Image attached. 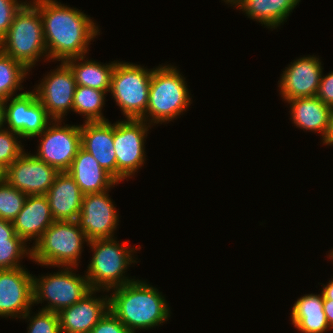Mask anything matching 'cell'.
<instances>
[{"label": "cell", "mask_w": 333, "mask_h": 333, "mask_svg": "<svg viewBox=\"0 0 333 333\" xmlns=\"http://www.w3.org/2000/svg\"><path fill=\"white\" fill-rule=\"evenodd\" d=\"M39 9L47 49V61L65 62L86 56L88 45L99 33V27L84 12L57 0H33ZM88 16V17H87Z\"/></svg>", "instance_id": "6da1fadb"}, {"label": "cell", "mask_w": 333, "mask_h": 333, "mask_svg": "<svg viewBox=\"0 0 333 333\" xmlns=\"http://www.w3.org/2000/svg\"><path fill=\"white\" fill-rule=\"evenodd\" d=\"M109 310L132 332L168 321L170 308L157 288L138 279L112 289Z\"/></svg>", "instance_id": "7a4b0ae2"}, {"label": "cell", "mask_w": 333, "mask_h": 333, "mask_svg": "<svg viewBox=\"0 0 333 333\" xmlns=\"http://www.w3.org/2000/svg\"><path fill=\"white\" fill-rule=\"evenodd\" d=\"M186 84L185 77L174 65L153 68L147 110L142 119L150 125L177 119L191 105Z\"/></svg>", "instance_id": "3957f363"}, {"label": "cell", "mask_w": 333, "mask_h": 333, "mask_svg": "<svg viewBox=\"0 0 333 333\" xmlns=\"http://www.w3.org/2000/svg\"><path fill=\"white\" fill-rule=\"evenodd\" d=\"M3 54L33 68L40 57H47L42 20L38 7L27 1L16 12L6 35L0 40ZM43 55V56H42Z\"/></svg>", "instance_id": "277c9868"}, {"label": "cell", "mask_w": 333, "mask_h": 333, "mask_svg": "<svg viewBox=\"0 0 333 333\" xmlns=\"http://www.w3.org/2000/svg\"><path fill=\"white\" fill-rule=\"evenodd\" d=\"M87 245L94 252L85 274L91 289L108 292L136 280L124 275L129 265L137 263L132 255L140 246L129 248L126 241L120 245L115 238L94 239Z\"/></svg>", "instance_id": "5b68a950"}, {"label": "cell", "mask_w": 333, "mask_h": 333, "mask_svg": "<svg viewBox=\"0 0 333 333\" xmlns=\"http://www.w3.org/2000/svg\"><path fill=\"white\" fill-rule=\"evenodd\" d=\"M89 242L77 221H54L34 244L31 260L41 266L75 267Z\"/></svg>", "instance_id": "8992f818"}, {"label": "cell", "mask_w": 333, "mask_h": 333, "mask_svg": "<svg viewBox=\"0 0 333 333\" xmlns=\"http://www.w3.org/2000/svg\"><path fill=\"white\" fill-rule=\"evenodd\" d=\"M150 70L128 62L115 63L109 92L127 119H142L146 113Z\"/></svg>", "instance_id": "52a82bcc"}, {"label": "cell", "mask_w": 333, "mask_h": 333, "mask_svg": "<svg viewBox=\"0 0 333 333\" xmlns=\"http://www.w3.org/2000/svg\"><path fill=\"white\" fill-rule=\"evenodd\" d=\"M64 268L40 278L33 276V304L44 301L48 303L41 310L58 313L78 302L92 290L85 275H76L72 267Z\"/></svg>", "instance_id": "ba28073f"}, {"label": "cell", "mask_w": 333, "mask_h": 333, "mask_svg": "<svg viewBox=\"0 0 333 333\" xmlns=\"http://www.w3.org/2000/svg\"><path fill=\"white\" fill-rule=\"evenodd\" d=\"M143 119H125L113 124V143L117 161V182L131 178L144 165L148 128Z\"/></svg>", "instance_id": "9c48e42d"}, {"label": "cell", "mask_w": 333, "mask_h": 333, "mask_svg": "<svg viewBox=\"0 0 333 333\" xmlns=\"http://www.w3.org/2000/svg\"><path fill=\"white\" fill-rule=\"evenodd\" d=\"M61 122L60 119L52 120L38 135L41 140L34 156L58 172H67L81 147V130L80 125L60 126Z\"/></svg>", "instance_id": "30bf717a"}, {"label": "cell", "mask_w": 333, "mask_h": 333, "mask_svg": "<svg viewBox=\"0 0 333 333\" xmlns=\"http://www.w3.org/2000/svg\"><path fill=\"white\" fill-rule=\"evenodd\" d=\"M4 107L7 129L22 139L40 135L53 120L33 90L16 93L15 97L4 101Z\"/></svg>", "instance_id": "8fae6325"}, {"label": "cell", "mask_w": 333, "mask_h": 333, "mask_svg": "<svg viewBox=\"0 0 333 333\" xmlns=\"http://www.w3.org/2000/svg\"><path fill=\"white\" fill-rule=\"evenodd\" d=\"M42 80L34 88L37 99L53 120H64L67 112L73 109L77 86L71 69L65 62H61L57 69Z\"/></svg>", "instance_id": "7c38bea8"}, {"label": "cell", "mask_w": 333, "mask_h": 333, "mask_svg": "<svg viewBox=\"0 0 333 333\" xmlns=\"http://www.w3.org/2000/svg\"><path fill=\"white\" fill-rule=\"evenodd\" d=\"M59 172L31 153L23 152L3 172V178L26 195H46Z\"/></svg>", "instance_id": "4fadbf2b"}, {"label": "cell", "mask_w": 333, "mask_h": 333, "mask_svg": "<svg viewBox=\"0 0 333 333\" xmlns=\"http://www.w3.org/2000/svg\"><path fill=\"white\" fill-rule=\"evenodd\" d=\"M108 192L109 190L83 196L81 211L76 221L89 241L113 238L119 225V215Z\"/></svg>", "instance_id": "5bb4252c"}, {"label": "cell", "mask_w": 333, "mask_h": 333, "mask_svg": "<svg viewBox=\"0 0 333 333\" xmlns=\"http://www.w3.org/2000/svg\"><path fill=\"white\" fill-rule=\"evenodd\" d=\"M32 305V274L23 267L0 270V316L21 319Z\"/></svg>", "instance_id": "9a60e30c"}, {"label": "cell", "mask_w": 333, "mask_h": 333, "mask_svg": "<svg viewBox=\"0 0 333 333\" xmlns=\"http://www.w3.org/2000/svg\"><path fill=\"white\" fill-rule=\"evenodd\" d=\"M316 56H304L285 68L278 81L280 94L284 101L314 97L321 81L322 66Z\"/></svg>", "instance_id": "2e32d148"}, {"label": "cell", "mask_w": 333, "mask_h": 333, "mask_svg": "<svg viewBox=\"0 0 333 333\" xmlns=\"http://www.w3.org/2000/svg\"><path fill=\"white\" fill-rule=\"evenodd\" d=\"M92 289L75 304L58 312L61 333H90L109 311V296L96 298Z\"/></svg>", "instance_id": "e0dca14e"}, {"label": "cell", "mask_w": 333, "mask_h": 333, "mask_svg": "<svg viewBox=\"0 0 333 333\" xmlns=\"http://www.w3.org/2000/svg\"><path fill=\"white\" fill-rule=\"evenodd\" d=\"M84 123L80 125L81 147L89 152L98 161L99 165L117 181L113 124L109 120L85 121Z\"/></svg>", "instance_id": "ac0fdd59"}, {"label": "cell", "mask_w": 333, "mask_h": 333, "mask_svg": "<svg viewBox=\"0 0 333 333\" xmlns=\"http://www.w3.org/2000/svg\"><path fill=\"white\" fill-rule=\"evenodd\" d=\"M54 221L46 195H27L12 223L16 234L25 242L35 240L34 245Z\"/></svg>", "instance_id": "d6986e66"}, {"label": "cell", "mask_w": 333, "mask_h": 333, "mask_svg": "<svg viewBox=\"0 0 333 333\" xmlns=\"http://www.w3.org/2000/svg\"><path fill=\"white\" fill-rule=\"evenodd\" d=\"M55 221H75L84 194L68 172H59L46 194Z\"/></svg>", "instance_id": "ffe728a7"}, {"label": "cell", "mask_w": 333, "mask_h": 333, "mask_svg": "<svg viewBox=\"0 0 333 333\" xmlns=\"http://www.w3.org/2000/svg\"><path fill=\"white\" fill-rule=\"evenodd\" d=\"M75 180L82 193H102L118 182L85 149L79 148L67 171Z\"/></svg>", "instance_id": "44dd1931"}, {"label": "cell", "mask_w": 333, "mask_h": 333, "mask_svg": "<svg viewBox=\"0 0 333 333\" xmlns=\"http://www.w3.org/2000/svg\"><path fill=\"white\" fill-rule=\"evenodd\" d=\"M290 104L291 120L297 128L314 131L322 136V142L329 129L331 107L317 96L296 98L286 101Z\"/></svg>", "instance_id": "7402d4cb"}, {"label": "cell", "mask_w": 333, "mask_h": 333, "mask_svg": "<svg viewBox=\"0 0 333 333\" xmlns=\"http://www.w3.org/2000/svg\"><path fill=\"white\" fill-rule=\"evenodd\" d=\"M245 12L248 18L264 24L268 28H277L288 19L300 0H224Z\"/></svg>", "instance_id": "603a6c76"}, {"label": "cell", "mask_w": 333, "mask_h": 333, "mask_svg": "<svg viewBox=\"0 0 333 333\" xmlns=\"http://www.w3.org/2000/svg\"><path fill=\"white\" fill-rule=\"evenodd\" d=\"M323 293L306 294L292 306L291 321L301 333H324L330 326L323 311Z\"/></svg>", "instance_id": "cb8c5ba5"}, {"label": "cell", "mask_w": 333, "mask_h": 333, "mask_svg": "<svg viewBox=\"0 0 333 333\" xmlns=\"http://www.w3.org/2000/svg\"><path fill=\"white\" fill-rule=\"evenodd\" d=\"M86 56H79L65 61L71 69L76 84L80 86H87L93 89L102 91L110 90L111 75L115 66V61L103 64L85 60ZM80 61V63L78 62ZM82 61V62H81Z\"/></svg>", "instance_id": "d4e9b609"}, {"label": "cell", "mask_w": 333, "mask_h": 333, "mask_svg": "<svg viewBox=\"0 0 333 333\" xmlns=\"http://www.w3.org/2000/svg\"><path fill=\"white\" fill-rule=\"evenodd\" d=\"M108 92L77 85L72 111L84 115L86 122L108 121L101 112L105 105V94Z\"/></svg>", "instance_id": "484cf974"}, {"label": "cell", "mask_w": 333, "mask_h": 333, "mask_svg": "<svg viewBox=\"0 0 333 333\" xmlns=\"http://www.w3.org/2000/svg\"><path fill=\"white\" fill-rule=\"evenodd\" d=\"M29 70L12 57L0 55V100L5 101L15 96L16 90H22L21 83L24 81ZM25 77V78H24ZM23 80V81H22Z\"/></svg>", "instance_id": "4316f807"}, {"label": "cell", "mask_w": 333, "mask_h": 333, "mask_svg": "<svg viewBox=\"0 0 333 333\" xmlns=\"http://www.w3.org/2000/svg\"><path fill=\"white\" fill-rule=\"evenodd\" d=\"M26 197L3 178L0 181V218L12 222L22 210Z\"/></svg>", "instance_id": "83f0119b"}, {"label": "cell", "mask_w": 333, "mask_h": 333, "mask_svg": "<svg viewBox=\"0 0 333 333\" xmlns=\"http://www.w3.org/2000/svg\"><path fill=\"white\" fill-rule=\"evenodd\" d=\"M26 244L17 234L8 242H0V270L23 267L20 260L24 256L31 260L32 249Z\"/></svg>", "instance_id": "f1b7e54d"}, {"label": "cell", "mask_w": 333, "mask_h": 333, "mask_svg": "<svg viewBox=\"0 0 333 333\" xmlns=\"http://www.w3.org/2000/svg\"><path fill=\"white\" fill-rule=\"evenodd\" d=\"M18 138L21 137L16 132L0 130V169L3 172L25 151Z\"/></svg>", "instance_id": "f546056e"}, {"label": "cell", "mask_w": 333, "mask_h": 333, "mask_svg": "<svg viewBox=\"0 0 333 333\" xmlns=\"http://www.w3.org/2000/svg\"><path fill=\"white\" fill-rule=\"evenodd\" d=\"M31 310H29L22 318L29 319L27 333H61L59 317L57 312L41 310L30 318Z\"/></svg>", "instance_id": "4dcf8cb0"}, {"label": "cell", "mask_w": 333, "mask_h": 333, "mask_svg": "<svg viewBox=\"0 0 333 333\" xmlns=\"http://www.w3.org/2000/svg\"><path fill=\"white\" fill-rule=\"evenodd\" d=\"M24 3L18 0H0V40L6 35L16 12Z\"/></svg>", "instance_id": "1f68e13d"}, {"label": "cell", "mask_w": 333, "mask_h": 333, "mask_svg": "<svg viewBox=\"0 0 333 333\" xmlns=\"http://www.w3.org/2000/svg\"><path fill=\"white\" fill-rule=\"evenodd\" d=\"M90 333H132L110 310L98 321Z\"/></svg>", "instance_id": "d6a6232c"}, {"label": "cell", "mask_w": 333, "mask_h": 333, "mask_svg": "<svg viewBox=\"0 0 333 333\" xmlns=\"http://www.w3.org/2000/svg\"><path fill=\"white\" fill-rule=\"evenodd\" d=\"M324 104L333 107V71L321 77L316 95Z\"/></svg>", "instance_id": "836d02e7"}, {"label": "cell", "mask_w": 333, "mask_h": 333, "mask_svg": "<svg viewBox=\"0 0 333 333\" xmlns=\"http://www.w3.org/2000/svg\"><path fill=\"white\" fill-rule=\"evenodd\" d=\"M15 234L13 223L0 218V242H8Z\"/></svg>", "instance_id": "e575fe53"}, {"label": "cell", "mask_w": 333, "mask_h": 333, "mask_svg": "<svg viewBox=\"0 0 333 333\" xmlns=\"http://www.w3.org/2000/svg\"><path fill=\"white\" fill-rule=\"evenodd\" d=\"M323 311L326 315L330 329L333 328V300H324Z\"/></svg>", "instance_id": "d590c367"}, {"label": "cell", "mask_w": 333, "mask_h": 333, "mask_svg": "<svg viewBox=\"0 0 333 333\" xmlns=\"http://www.w3.org/2000/svg\"><path fill=\"white\" fill-rule=\"evenodd\" d=\"M323 144L330 145V146L333 145V107H332L331 113H330L329 129H328L326 137L323 140Z\"/></svg>", "instance_id": "8d00e7d4"}, {"label": "cell", "mask_w": 333, "mask_h": 333, "mask_svg": "<svg viewBox=\"0 0 333 333\" xmlns=\"http://www.w3.org/2000/svg\"><path fill=\"white\" fill-rule=\"evenodd\" d=\"M322 293L324 300H333V279L327 285H323Z\"/></svg>", "instance_id": "74e56055"}, {"label": "cell", "mask_w": 333, "mask_h": 333, "mask_svg": "<svg viewBox=\"0 0 333 333\" xmlns=\"http://www.w3.org/2000/svg\"><path fill=\"white\" fill-rule=\"evenodd\" d=\"M5 124H6V118H5L4 101L0 100V130L5 129L4 127Z\"/></svg>", "instance_id": "f35d334b"}, {"label": "cell", "mask_w": 333, "mask_h": 333, "mask_svg": "<svg viewBox=\"0 0 333 333\" xmlns=\"http://www.w3.org/2000/svg\"><path fill=\"white\" fill-rule=\"evenodd\" d=\"M329 258L333 259V249L330 251Z\"/></svg>", "instance_id": "ab89813d"}, {"label": "cell", "mask_w": 333, "mask_h": 333, "mask_svg": "<svg viewBox=\"0 0 333 333\" xmlns=\"http://www.w3.org/2000/svg\"><path fill=\"white\" fill-rule=\"evenodd\" d=\"M3 179V171L0 169V181Z\"/></svg>", "instance_id": "60d3db41"}, {"label": "cell", "mask_w": 333, "mask_h": 333, "mask_svg": "<svg viewBox=\"0 0 333 333\" xmlns=\"http://www.w3.org/2000/svg\"><path fill=\"white\" fill-rule=\"evenodd\" d=\"M3 53L2 51V45H1V42H0V55Z\"/></svg>", "instance_id": "b9f144b4"}]
</instances>
